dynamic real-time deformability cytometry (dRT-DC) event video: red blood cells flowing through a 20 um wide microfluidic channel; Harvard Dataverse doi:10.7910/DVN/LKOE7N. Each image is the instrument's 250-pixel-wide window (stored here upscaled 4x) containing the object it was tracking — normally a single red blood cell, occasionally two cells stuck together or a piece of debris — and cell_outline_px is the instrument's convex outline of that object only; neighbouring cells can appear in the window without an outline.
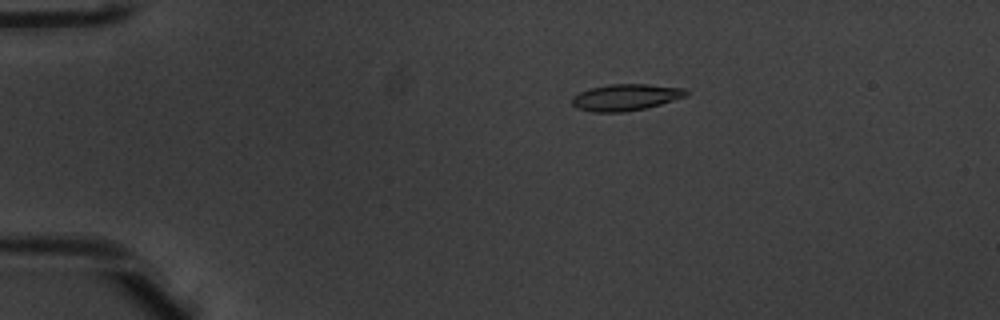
{"species": "common noctule bat (a hibernating species)", "species_latin": "Nyctalus noctula", "temperature_condition": "warm", "stored_images_in_passage": 52, "camera_frame_rate_fps": 3000, "um_per_image_px": 0.085, "animal": {"sex": "male", "body_mass_g": 20.1, "forearm_length_mm": 53.5}, "frame": {"image": 1, "passage_image": 11, "time_ms": 3.333, "image_size_px": [1000, 320], "cell_outline_px": [[688, 96], [660, 104], [644, 108], [624, 112], [592, 112], [576, 108], [572, 104], [572, 96], [588, 88], [612, 84], [648, 84], [688, 88]], "centroid_in_image_um": [53.2, 8.26], "position_along_channel_um": 31.8, "area_um2": 17.8}}
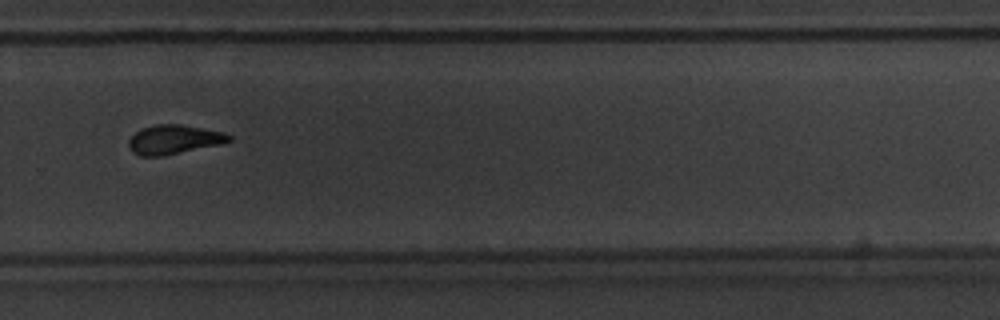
{"frame": {"image": 2, "passage_image": 37, "time_ms": 12.0, "image_size_px": [1000, 320], "cell_outline_px": [[232, 140], [220, 144], [164, 156], [140, 156], [132, 152], [128, 144], [128, 140], [140, 128], [156, 124], [180, 124], [224, 132], [232, 136]], "centroid_in_image_um": [14.77, 11.86], "position_along_channel_um": 315.0, "area_um2": 17.11}}
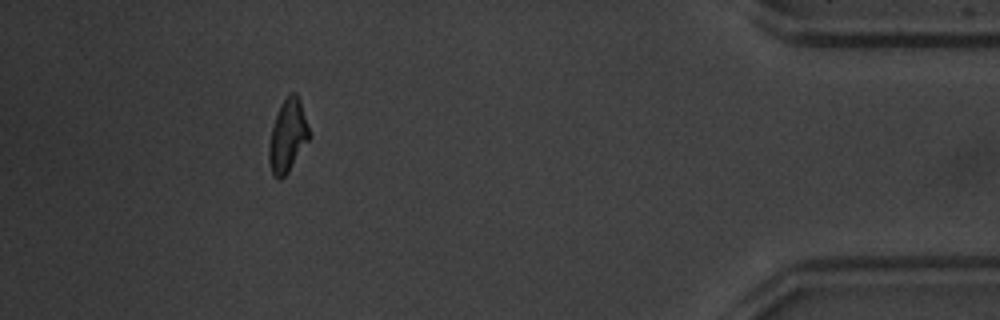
{"frame": {"image": 3, "passage_image": 48, "time_ms": 15.667, "image_size_px": [1000, 320], "cell_outline_px": [[312, 136], [288, 172], [280, 180], [276, 180], [272, 176], [268, 160], [268, 144], [272, 128], [280, 104], [292, 92], [296, 92], [300, 100]], "centroid_in_image_um": [24.46, 11.59], "position_along_channel_um": 410.7, "area_um2": 17.28}, "authors_computed_cell_mechanics": {"area_um2": 17.2244, "velocity_mm_per_s": 3.9574, "shape_relaxation_time_tau1_ms": 3.9313, "shape_relaxation_time_tau2_ms": 2.7392, "deformation_change_tau1": 0.1547, "deformation_change_tau2": 0.0999}}